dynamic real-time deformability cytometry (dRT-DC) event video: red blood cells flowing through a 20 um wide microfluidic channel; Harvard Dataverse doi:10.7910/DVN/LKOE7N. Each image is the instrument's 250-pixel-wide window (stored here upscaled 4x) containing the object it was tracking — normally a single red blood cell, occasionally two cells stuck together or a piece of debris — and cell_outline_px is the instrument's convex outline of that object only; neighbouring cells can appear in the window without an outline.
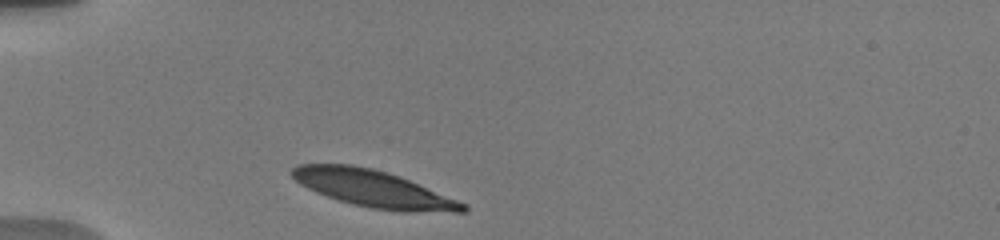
{"species": "human", "species_latin": "Homo sapiens", "temperature_condition": "warm", "stored_images_in_passage": 9, "camera_frame_rate_fps": 3000, "um_per_image_px": 0.085, "donor": {"sex": "male"}, "frame": {"image": 1, "passage_image": 1, "time_ms": 0.0, "image_size_px": [1000, 240], "cell_outline_px": [[468, 212], [404, 212], [372, 208], [340, 200], [316, 192], [300, 184], [288, 172], [292, 168], [300, 164], [352, 164], [372, 168], [400, 176], [468, 204]], "centroid_in_image_um": [31.78, 16.04], "position_along_channel_um": 53.2, "area_um2": 36.65}}
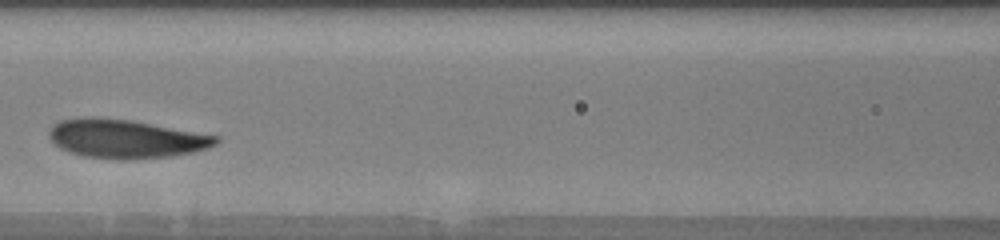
{"frame": {"image": 2, "passage_image": 6, "time_ms": 3.333, "image_size_px": [1000, 240], "cell_outline_px": [[220, 140], [216, 144], [208, 148], [192, 152], [172, 156], [128, 160], [84, 156], [60, 148], [48, 136], [48, 132], [52, 124], [60, 120], [92, 116], [132, 120], [220, 136]], "centroid_in_image_um": [10.7, 11.78], "position_along_channel_um": 155.9, "area_um2": 37.74}}
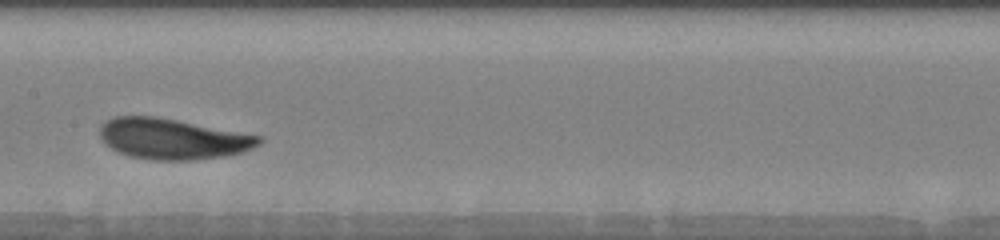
{"frame": {"image": 3, "passage_image": 8, "time_ms": 4.333, "image_size_px": [1000, 240], "cell_outline_px": [[264, 140], [260, 144], [252, 148], [240, 152], [224, 156], [192, 160], [156, 160], [128, 156], [116, 152], [100, 136], [100, 128], [112, 116], [156, 116], [264, 136]], "centroid_in_image_um": [14.71, 11.8], "position_along_channel_um": 192.7, "area_um2": 37.69}}